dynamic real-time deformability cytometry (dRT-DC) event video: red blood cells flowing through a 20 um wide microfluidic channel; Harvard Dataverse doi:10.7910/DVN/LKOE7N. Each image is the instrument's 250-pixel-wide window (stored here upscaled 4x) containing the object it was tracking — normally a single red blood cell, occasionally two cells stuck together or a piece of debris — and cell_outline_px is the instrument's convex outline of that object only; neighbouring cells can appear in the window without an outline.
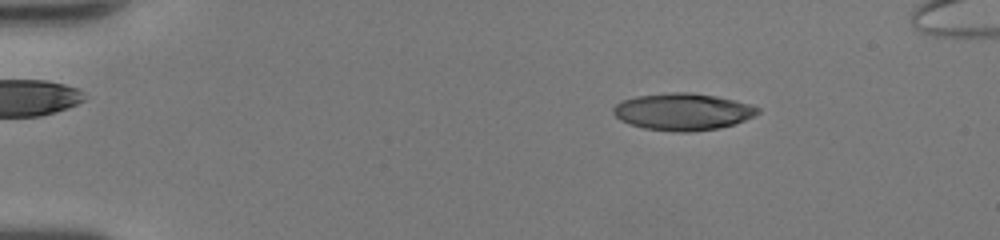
{"species": "human", "species_latin": "Homo sapiens", "temperature_condition": "room temperature", "stored_images_in_passage": 43, "camera_frame_rate_fps": 3000, "um_per_image_px": 0.085, "donor": {"sex": "female"}, "frame": {"image": 1, "passage_image": 2, "time_ms": 0.333, "image_size_px": [1000, 240], "cell_outline_px": [[760, 112], [744, 120], [720, 128], [688, 132], [676, 132], [644, 128], [628, 124], [620, 120], [612, 112], [612, 108], [620, 100], [636, 96], [672, 92], [692, 92], [716, 96], [752, 104], [760, 108]], "centroid_in_image_um": [58.01, 9.49], "position_along_channel_um": 27.0, "area_um2": 31.27}}
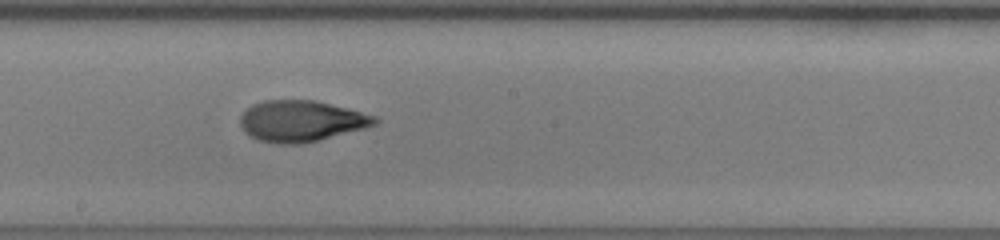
{"frame": {"image": 2, "passage_image": 22, "time_ms": 7.0, "image_size_px": [1000, 240], "cell_outline_px": [[380, 120], [376, 124], [364, 128], [320, 140], [300, 144], [276, 144], [260, 140], [248, 136], [244, 132], [240, 124], [240, 116], [252, 104], [264, 100], [312, 100], [348, 108], [376, 116]], "centroid_in_image_um": [25.59, 10.3], "position_along_channel_um": 222.6, "area_um2": 32.31}}
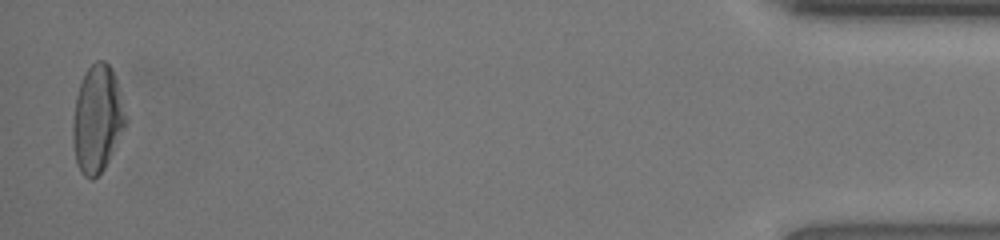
{"frame": {"image": 3, "passage_image": 42, "time_ms": 13.667, "image_size_px": [1000, 240], "cell_outline_px": [[124, 124], [108, 160], [104, 168], [92, 180], [84, 176], [80, 172], [76, 164], [72, 140], [72, 124], [76, 96], [84, 72], [96, 60], [104, 60], [112, 68], [124, 116]], "centroid_in_image_um": [8.18, 10.13], "position_along_channel_um": 427.0, "area_um2": 31.91}, "authors_computed_cell_mechanics": {"area_um2": 32.079, "velocity_mm_per_s": 4.311, "shape_relaxation_time_tau1_ms": 6.0066, "shape_relaxation_time_tau2_ms": 2.3055, "deformation_change_tau1": 0.2743, "deformation_change_tau2": 0.065}}